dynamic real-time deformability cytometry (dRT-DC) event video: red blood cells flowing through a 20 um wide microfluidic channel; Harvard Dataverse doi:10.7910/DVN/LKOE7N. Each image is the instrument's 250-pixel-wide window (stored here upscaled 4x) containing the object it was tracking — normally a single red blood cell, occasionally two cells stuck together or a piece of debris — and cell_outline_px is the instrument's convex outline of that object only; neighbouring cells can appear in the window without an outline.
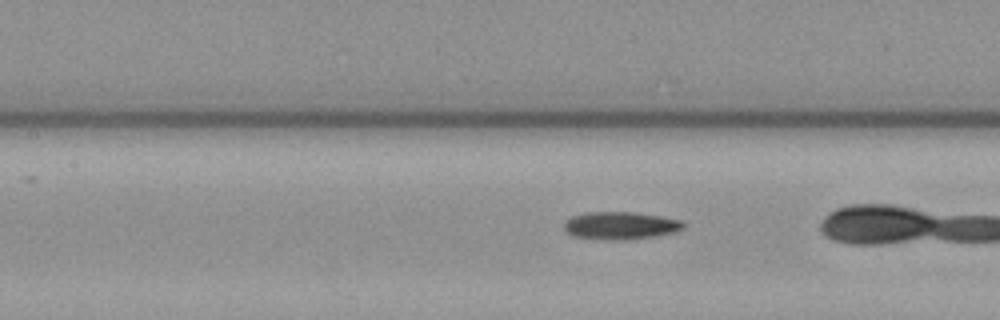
{"species": "common noctule bat (a hibernating species)", "species_latin": "Nyctalus noctula", "temperature_condition": "warm", "stored_images_in_passage": 8, "camera_frame_rate_fps": 3000, "um_per_image_px": 0.085, "animal": {"sex": "female", "body_mass_g": 19.3, "forearm_length_mm": 54.1}, "frame": {"image": 1, "passage_image": 8, "time_ms": 2.333, "image_size_px": [1000, 320], "cell_outline_px": [[800, 260], [796, 264], [744, 268], [712, 268], [696, 260], [692, 252], [712, 244], [788, 244], [796, 252]], "centroid_in_image_um": [63.43, 21.73], "position_along_channel_um": 144.0, "area_um2": 15.84}}